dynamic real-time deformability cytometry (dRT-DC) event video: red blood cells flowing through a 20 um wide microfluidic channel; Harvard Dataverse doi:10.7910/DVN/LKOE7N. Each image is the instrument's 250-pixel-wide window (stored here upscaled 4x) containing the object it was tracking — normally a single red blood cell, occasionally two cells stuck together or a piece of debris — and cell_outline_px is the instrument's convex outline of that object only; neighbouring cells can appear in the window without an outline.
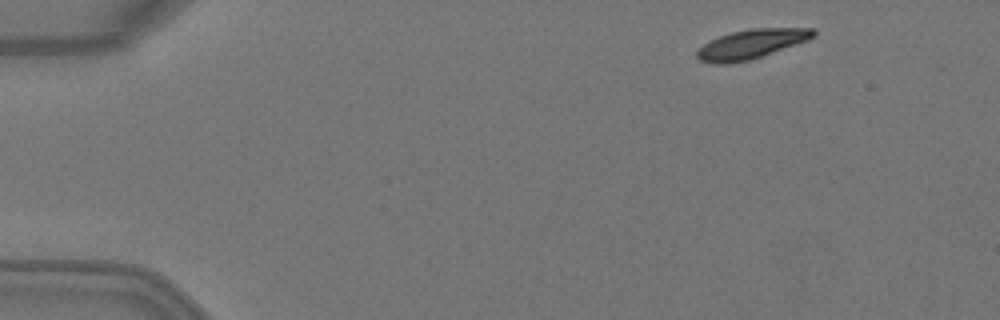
{"species": "Egyptian fruit bat (a non-hibernating species)", "species_latin": "Rousettus aegyptiacus", "temperature_condition": "warm", "stored_images_in_passage": 5, "camera_frame_rate_fps": 3000, "um_per_image_px": 0.085, "animal": {"sex": "female"}, "frame": {"image": 1, "passage_image": 1, "time_ms": 0.0, "image_size_px": [1000, 320], "cell_outline_px": [[816, 36], [808, 40], [748, 60], [728, 64], [712, 64], [700, 60], [696, 56], [696, 52], [704, 44], [720, 36], [732, 32], [752, 28], [816, 28]], "centroid_in_image_um": [63.87, 3.74], "position_along_channel_um": 21.1, "area_um2": 19.65}}
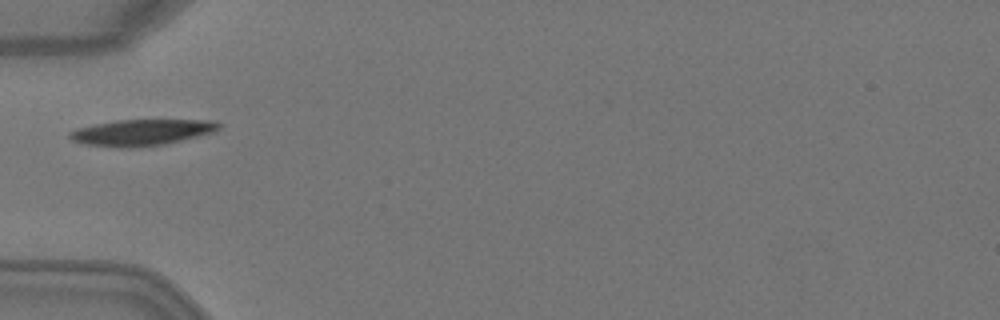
{"frame": {"image": 2, "passage_image": 4, "time_ms": 1.0, "image_size_px": [1000, 320], "cell_outline_px": [[220, 128], [212, 132], [164, 144], [132, 148], [120, 148], [80, 144], [72, 140], [68, 136], [68, 132], [76, 128], [116, 120], [216, 120], [220, 124]], "centroid_in_image_um": [11.97, 11.26], "position_along_channel_um": 73.0, "area_um2": 22.77}}
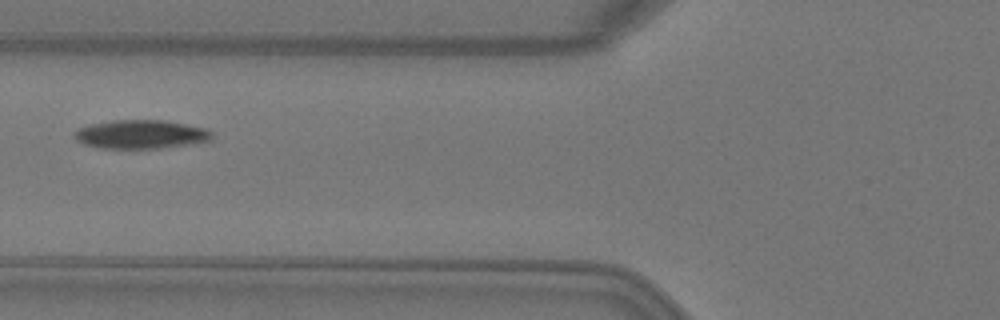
{"frame": {"image": 3, "passage_image": 5, "time_ms": 1.333, "image_size_px": [1000, 320], "cell_outline_px": [[212, 140], [160, 148], [100, 148], [84, 144], [76, 140], [72, 132], [88, 124], [112, 120], [164, 120], [208, 128], [212, 132]], "centroid_in_image_um": [11.95, 11.4], "position_along_channel_um": 113.8, "area_um2": 23.06}}